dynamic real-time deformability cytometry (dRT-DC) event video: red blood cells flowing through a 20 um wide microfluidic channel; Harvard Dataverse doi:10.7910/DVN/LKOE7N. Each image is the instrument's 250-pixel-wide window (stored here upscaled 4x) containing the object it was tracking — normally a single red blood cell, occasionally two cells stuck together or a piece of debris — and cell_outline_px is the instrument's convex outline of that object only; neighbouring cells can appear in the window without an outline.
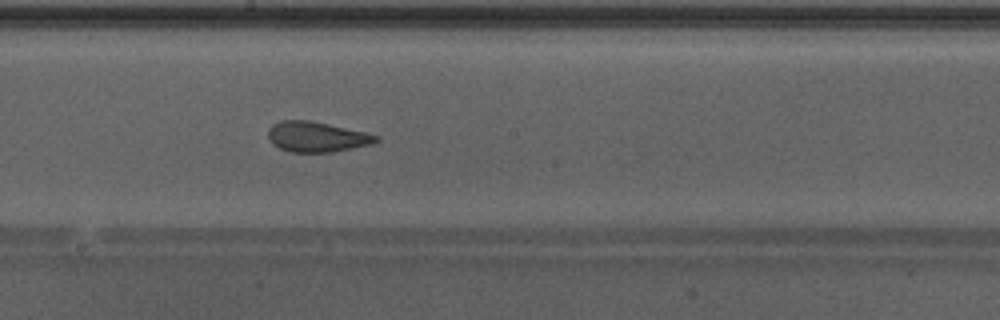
{"species": "Egyptian fruit bat (a non-hibernating species)", "species_latin": "Rousettus aegyptiacus", "temperature_condition": "warm", "stored_images_in_passage": 37, "camera_frame_rate_fps": 3000, "um_per_image_px": 0.085, "animal": {"sex": "male"}, "frame": {"image": 1, "passage_image": 16, "time_ms": 5.0, "image_size_px": [1000, 320], "cell_outline_px": [[380, 140], [372, 144], [332, 152], [288, 152], [272, 144], [268, 136], [268, 128], [272, 124], [280, 120], [308, 120], [328, 124], [364, 132], [380, 136]], "centroid_in_image_um": [26.9, 11.63], "position_along_channel_um": 221.3, "area_um2": 19.07}, "authors_computed_cell_mechanics": {"area_um2": 20.0566, "velocity_mm_per_s": 4.3003, "shape_relaxation_time_tau1_ms": 7.7906, "shape_relaxation_time_tau2_ms": 1.0472, "deformation_change_tau1": 0.2365, "deformation_change_tau2": 0.0987}}